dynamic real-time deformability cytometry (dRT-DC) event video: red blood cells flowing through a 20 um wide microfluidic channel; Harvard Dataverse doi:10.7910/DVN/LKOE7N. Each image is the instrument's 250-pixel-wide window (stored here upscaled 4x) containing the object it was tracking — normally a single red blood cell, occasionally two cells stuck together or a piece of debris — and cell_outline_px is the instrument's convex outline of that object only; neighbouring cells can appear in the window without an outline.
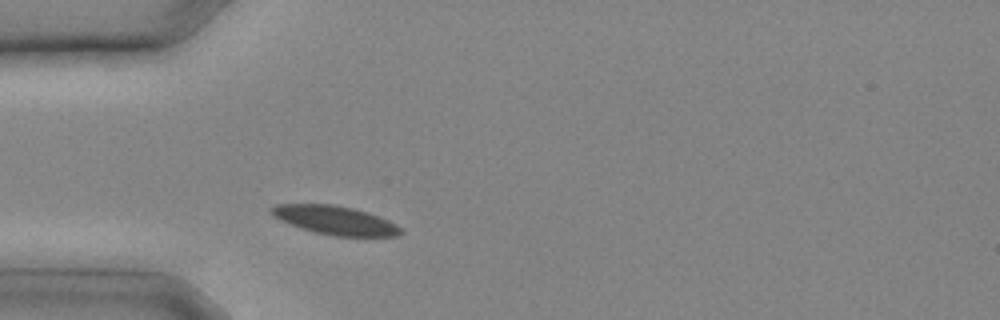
{"species": "common noctule bat (a hibernating species)", "species_latin": "Nyctalus noctula", "temperature_condition": "cold", "stored_images_in_passage": 6, "camera_frame_rate_fps": 3000, "um_per_image_px": 0.085, "animal": {"sex": "male", "body_mass_g": 20.4}, "frame": {"image": 1, "passage_image": 4, "time_ms": 1.0, "image_size_px": [1000, 320], "cell_outline_px": [[404, 232], [396, 236], [332, 236], [300, 228], [280, 220], [268, 212], [268, 208], [276, 204], [332, 204], [352, 208], [368, 212], [388, 220], [396, 224]], "centroid_in_image_um": [28.45, 18.71], "position_along_channel_um": 56.6, "area_um2": 21.68}}